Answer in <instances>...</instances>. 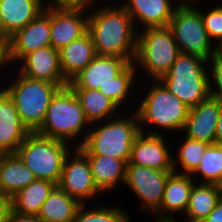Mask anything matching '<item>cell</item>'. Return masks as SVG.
<instances>
[{
    "instance_id": "cell-22",
    "label": "cell",
    "mask_w": 222,
    "mask_h": 222,
    "mask_svg": "<svg viewBox=\"0 0 222 222\" xmlns=\"http://www.w3.org/2000/svg\"><path fill=\"white\" fill-rule=\"evenodd\" d=\"M35 180L34 173L16 153H8L0 158V196L11 198Z\"/></svg>"
},
{
    "instance_id": "cell-12",
    "label": "cell",
    "mask_w": 222,
    "mask_h": 222,
    "mask_svg": "<svg viewBox=\"0 0 222 222\" xmlns=\"http://www.w3.org/2000/svg\"><path fill=\"white\" fill-rule=\"evenodd\" d=\"M164 134L140 132L132 146L130 163L155 170L173 171L172 149L169 148Z\"/></svg>"
},
{
    "instance_id": "cell-42",
    "label": "cell",
    "mask_w": 222,
    "mask_h": 222,
    "mask_svg": "<svg viewBox=\"0 0 222 222\" xmlns=\"http://www.w3.org/2000/svg\"><path fill=\"white\" fill-rule=\"evenodd\" d=\"M215 53L222 57V40L217 45H215Z\"/></svg>"
},
{
    "instance_id": "cell-25",
    "label": "cell",
    "mask_w": 222,
    "mask_h": 222,
    "mask_svg": "<svg viewBox=\"0 0 222 222\" xmlns=\"http://www.w3.org/2000/svg\"><path fill=\"white\" fill-rule=\"evenodd\" d=\"M56 186L52 181L36 179L11 197L12 211L21 215L37 216L41 205Z\"/></svg>"
},
{
    "instance_id": "cell-32",
    "label": "cell",
    "mask_w": 222,
    "mask_h": 222,
    "mask_svg": "<svg viewBox=\"0 0 222 222\" xmlns=\"http://www.w3.org/2000/svg\"><path fill=\"white\" fill-rule=\"evenodd\" d=\"M82 204L78 209L73 222H131L130 214L124 211L120 206H106V204L98 207L87 208ZM122 207V208H121ZM127 212V213H126Z\"/></svg>"
},
{
    "instance_id": "cell-4",
    "label": "cell",
    "mask_w": 222,
    "mask_h": 222,
    "mask_svg": "<svg viewBox=\"0 0 222 222\" xmlns=\"http://www.w3.org/2000/svg\"><path fill=\"white\" fill-rule=\"evenodd\" d=\"M130 115L126 118L119 114V117L92 123L86 140L78 148L86 156H108L128 163L133 142L140 133L137 113Z\"/></svg>"
},
{
    "instance_id": "cell-15",
    "label": "cell",
    "mask_w": 222,
    "mask_h": 222,
    "mask_svg": "<svg viewBox=\"0 0 222 222\" xmlns=\"http://www.w3.org/2000/svg\"><path fill=\"white\" fill-rule=\"evenodd\" d=\"M16 67L18 72L31 79L55 84L69 83L64 78L60 68L59 50L52 46L29 52Z\"/></svg>"
},
{
    "instance_id": "cell-35",
    "label": "cell",
    "mask_w": 222,
    "mask_h": 222,
    "mask_svg": "<svg viewBox=\"0 0 222 222\" xmlns=\"http://www.w3.org/2000/svg\"><path fill=\"white\" fill-rule=\"evenodd\" d=\"M51 1V2H50ZM97 0H45V6L51 8L85 9L95 6Z\"/></svg>"
},
{
    "instance_id": "cell-9",
    "label": "cell",
    "mask_w": 222,
    "mask_h": 222,
    "mask_svg": "<svg viewBox=\"0 0 222 222\" xmlns=\"http://www.w3.org/2000/svg\"><path fill=\"white\" fill-rule=\"evenodd\" d=\"M196 1L200 0L193 1V4L178 5L168 27L180 53L196 55L209 61L215 53V46H212L214 44L204 27Z\"/></svg>"
},
{
    "instance_id": "cell-26",
    "label": "cell",
    "mask_w": 222,
    "mask_h": 222,
    "mask_svg": "<svg viewBox=\"0 0 222 222\" xmlns=\"http://www.w3.org/2000/svg\"><path fill=\"white\" fill-rule=\"evenodd\" d=\"M81 205L57 185L41 205L37 216L44 222H73Z\"/></svg>"
},
{
    "instance_id": "cell-8",
    "label": "cell",
    "mask_w": 222,
    "mask_h": 222,
    "mask_svg": "<svg viewBox=\"0 0 222 222\" xmlns=\"http://www.w3.org/2000/svg\"><path fill=\"white\" fill-rule=\"evenodd\" d=\"M72 144L31 132L18 147L16 154L36 179L49 180L58 185L66 156Z\"/></svg>"
},
{
    "instance_id": "cell-23",
    "label": "cell",
    "mask_w": 222,
    "mask_h": 222,
    "mask_svg": "<svg viewBox=\"0 0 222 222\" xmlns=\"http://www.w3.org/2000/svg\"><path fill=\"white\" fill-rule=\"evenodd\" d=\"M44 0H0V16L6 32L12 36L45 8Z\"/></svg>"
},
{
    "instance_id": "cell-29",
    "label": "cell",
    "mask_w": 222,
    "mask_h": 222,
    "mask_svg": "<svg viewBox=\"0 0 222 222\" xmlns=\"http://www.w3.org/2000/svg\"><path fill=\"white\" fill-rule=\"evenodd\" d=\"M137 70L134 63H130L118 76L112 78L111 82L106 86H101L98 90L107 98L112 100L121 110L126 112L127 103L130 102L129 96L133 97V88L137 77ZM129 101V102H128ZM126 102V104H125ZM123 104H125L123 106ZM122 106V107H121ZM124 108V109H123Z\"/></svg>"
},
{
    "instance_id": "cell-11",
    "label": "cell",
    "mask_w": 222,
    "mask_h": 222,
    "mask_svg": "<svg viewBox=\"0 0 222 222\" xmlns=\"http://www.w3.org/2000/svg\"><path fill=\"white\" fill-rule=\"evenodd\" d=\"M174 171L155 170L127 163L124 185L141 200V208L153 214L161 205L167 178Z\"/></svg>"
},
{
    "instance_id": "cell-16",
    "label": "cell",
    "mask_w": 222,
    "mask_h": 222,
    "mask_svg": "<svg viewBox=\"0 0 222 222\" xmlns=\"http://www.w3.org/2000/svg\"><path fill=\"white\" fill-rule=\"evenodd\" d=\"M130 62L116 56H96L68 83L72 89H96L106 86L118 76Z\"/></svg>"
},
{
    "instance_id": "cell-44",
    "label": "cell",
    "mask_w": 222,
    "mask_h": 222,
    "mask_svg": "<svg viewBox=\"0 0 222 222\" xmlns=\"http://www.w3.org/2000/svg\"><path fill=\"white\" fill-rule=\"evenodd\" d=\"M178 2V4H190L191 2L195 1V0H176Z\"/></svg>"
},
{
    "instance_id": "cell-3",
    "label": "cell",
    "mask_w": 222,
    "mask_h": 222,
    "mask_svg": "<svg viewBox=\"0 0 222 222\" xmlns=\"http://www.w3.org/2000/svg\"><path fill=\"white\" fill-rule=\"evenodd\" d=\"M148 84L150 87L147 88V94L145 91L143 101L135 105L136 110L133 109L139 119L140 132L161 135L160 130H166L164 134H167V130H172L173 133L178 131L180 134L185 126L189 107L171 93L160 80H152V83L150 80ZM146 127H149V131Z\"/></svg>"
},
{
    "instance_id": "cell-1",
    "label": "cell",
    "mask_w": 222,
    "mask_h": 222,
    "mask_svg": "<svg viewBox=\"0 0 222 222\" xmlns=\"http://www.w3.org/2000/svg\"><path fill=\"white\" fill-rule=\"evenodd\" d=\"M88 10L87 32L98 56H116L133 63L137 50V29L120 5L103 3ZM119 4V5H118ZM90 13V14H89Z\"/></svg>"
},
{
    "instance_id": "cell-37",
    "label": "cell",
    "mask_w": 222,
    "mask_h": 222,
    "mask_svg": "<svg viewBox=\"0 0 222 222\" xmlns=\"http://www.w3.org/2000/svg\"><path fill=\"white\" fill-rule=\"evenodd\" d=\"M11 210V198L0 196V222H7Z\"/></svg>"
},
{
    "instance_id": "cell-39",
    "label": "cell",
    "mask_w": 222,
    "mask_h": 222,
    "mask_svg": "<svg viewBox=\"0 0 222 222\" xmlns=\"http://www.w3.org/2000/svg\"><path fill=\"white\" fill-rule=\"evenodd\" d=\"M202 222H222V196L217 202L216 207Z\"/></svg>"
},
{
    "instance_id": "cell-7",
    "label": "cell",
    "mask_w": 222,
    "mask_h": 222,
    "mask_svg": "<svg viewBox=\"0 0 222 222\" xmlns=\"http://www.w3.org/2000/svg\"><path fill=\"white\" fill-rule=\"evenodd\" d=\"M208 64L209 61L196 55L179 53L160 81L185 105L194 107L209 97Z\"/></svg>"
},
{
    "instance_id": "cell-43",
    "label": "cell",
    "mask_w": 222,
    "mask_h": 222,
    "mask_svg": "<svg viewBox=\"0 0 222 222\" xmlns=\"http://www.w3.org/2000/svg\"><path fill=\"white\" fill-rule=\"evenodd\" d=\"M215 185H216L217 189L221 192V195H222V174H221L220 179L217 181V183Z\"/></svg>"
},
{
    "instance_id": "cell-41",
    "label": "cell",
    "mask_w": 222,
    "mask_h": 222,
    "mask_svg": "<svg viewBox=\"0 0 222 222\" xmlns=\"http://www.w3.org/2000/svg\"><path fill=\"white\" fill-rule=\"evenodd\" d=\"M0 39H11V36L6 32L1 16H0Z\"/></svg>"
},
{
    "instance_id": "cell-21",
    "label": "cell",
    "mask_w": 222,
    "mask_h": 222,
    "mask_svg": "<svg viewBox=\"0 0 222 222\" xmlns=\"http://www.w3.org/2000/svg\"><path fill=\"white\" fill-rule=\"evenodd\" d=\"M97 56L92 38L86 32L59 50V63L64 78L69 82Z\"/></svg>"
},
{
    "instance_id": "cell-17",
    "label": "cell",
    "mask_w": 222,
    "mask_h": 222,
    "mask_svg": "<svg viewBox=\"0 0 222 222\" xmlns=\"http://www.w3.org/2000/svg\"><path fill=\"white\" fill-rule=\"evenodd\" d=\"M120 5L131 16L138 32L146 28L168 26L179 4L175 0H127L121 1Z\"/></svg>"
},
{
    "instance_id": "cell-33",
    "label": "cell",
    "mask_w": 222,
    "mask_h": 222,
    "mask_svg": "<svg viewBox=\"0 0 222 222\" xmlns=\"http://www.w3.org/2000/svg\"><path fill=\"white\" fill-rule=\"evenodd\" d=\"M201 9L199 8V12L201 13L204 27L215 46L222 40V3H218L217 6L213 5L212 8L210 7L204 13Z\"/></svg>"
},
{
    "instance_id": "cell-27",
    "label": "cell",
    "mask_w": 222,
    "mask_h": 222,
    "mask_svg": "<svg viewBox=\"0 0 222 222\" xmlns=\"http://www.w3.org/2000/svg\"><path fill=\"white\" fill-rule=\"evenodd\" d=\"M84 110L90 124L119 116L122 110L96 89H72Z\"/></svg>"
},
{
    "instance_id": "cell-34",
    "label": "cell",
    "mask_w": 222,
    "mask_h": 222,
    "mask_svg": "<svg viewBox=\"0 0 222 222\" xmlns=\"http://www.w3.org/2000/svg\"><path fill=\"white\" fill-rule=\"evenodd\" d=\"M209 63V96L222 104V57L214 53Z\"/></svg>"
},
{
    "instance_id": "cell-31",
    "label": "cell",
    "mask_w": 222,
    "mask_h": 222,
    "mask_svg": "<svg viewBox=\"0 0 222 222\" xmlns=\"http://www.w3.org/2000/svg\"><path fill=\"white\" fill-rule=\"evenodd\" d=\"M200 174V175H199ZM222 174V145L210 144L203 158L200 161L199 167L191 175L196 182L199 178V183L216 184ZM200 176V177H199Z\"/></svg>"
},
{
    "instance_id": "cell-30",
    "label": "cell",
    "mask_w": 222,
    "mask_h": 222,
    "mask_svg": "<svg viewBox=\"0 0 222 222\" xmlns=\"http://www.w3.org/2000/svg\"><path fill=\"white\" fill-rule=\"evenodd\" d=\"M177 150L176 158L173 156V171L179 174L192 175L200 165L207 147V142L193 140L184 136ZM180 163V164H179ZM182 168L181 170L178 168Z\"/></svg>"
},
{
    "instance_id": "cell-14",
    "label": "cell",
    "mask_w": 222,
    "mask_h": 222,
    "mask_svg": "<svg viewBox=\"0 0 222 222\" xmlns=\"http://www.w3.org/2000/svg\"><path fill=\"white\" fill-rule=\"evenodd\" d=\"M88 11L85 9L51 8V46L60 50L87 32Z\"/></svg>"
},
{
    "instance_id": "cell-40",
    "label": "cell",
    "mask_w": 222,
    "mask_h": 222,
    "mask_svg": "<svg viewBox=\"0 0 222 222\" xmlns=\"http://www.w3.org/2000/svg\"><path fill=\"white\" fill-rule=\"evenodd\" d=\"M215 144L222 145V104L216 126Z\"/></svg>"
},
{
    "instance_id": "cell-6",
    "label": "cell",
    "mask_w": 222,
    "mask_h": 222,
    "mask_svg": "<svg viewBox=\"0 0 222 222\" xmlns=\"http://www.w3.org/2000/svg\"><path fill=\"white\" fill-rule=\"evenodd\" d=\"M179 53L177 43L168 26L138 31L137 50L133 63L139 77L140 70L145 72L138 79L149 76L147 79L150 78L151 81L160 80L169 72Z\"/></svg>"
},
{
    "instance_id": "cell-10",
    "label": "cell",
    "mask_w": 222,
    "mask_h": 222,
    "mask_svg": "<svg viewBox=\"0 0 222 222\" xmlns=\"http://www.w3.org/2000/svg\"><path fill=\"white\" fill-rule=\"evenodd\" d=\"M58 186L81 204L103 194L94 183L87 156L78 147L66 156Z\"/></svg>"
},
{
    "instance_id": "cell-2",
    "label": "cell",
    "mask_w": 222,
    "mask_h": 222,
    "mask_svg": "<svg viewBox=\"0 0 222 222\" xmlns=\"http://www.w3.org/2000/svg\"><path fill=\"white\" fill-rule=\"evenodd\" d=\"M90 127L80 101L68 85L60 88L52 97L44 121L35 132L80 147L86 140Z\"/></svg>"
},
{
    "instance_id": "cell-18",
    "label": "cell",
    "mask_w": 222,
    "mask_h": 222,
    "mask_svg": "<svg viewBox=\"0 0 222 222\" xmlns=\"http://www.w3.org/2000/svg\"><path fill=\"white\" fill-rule=\"evenodd\" d=\"M221 103L208 97L194 107L189 108L182 134L185 137L215 144L216 126Z\"/></svg>"
},
{
    "instance_id": "cell-24",
    "label": "cell",
    "mask_w": 222,
    "mask_h": 222,
    "mask_svg": "<svg viewBox=\"0 0 222 222\" xmlns=\"http://www.w3.org/2000/svg\"><path fill=\"white\" fill-rule=\"evenodd\" d=\"M98 189L106 192L117 190L118 183L125 182L127 163L124 160L108 156H87ZM117 185V186H116Z\"/></svg>"
},
{
    "instance_id": "cell-20",
    "label": "cell",
    "mask_w": 222,
    "mask_h": 222,
    "mask_svg": "<svg viewBox=\"0 0 222 222\" xmlns=\"http://www.w3.org/2000/svg\"><path fill=\"white\" fill-rule=\"evenodd\" d=\"M31 132L22 123L14 102L0 89V148L6 153H16Z\"/></svg>"
},
{
    "instance_id": "cell-45",
    "label": "cell",
    "mask_w": 222,
    "mask_h": 222,
    "mask_svg": "<svg viewBox=\"0 0 222 222\" xmlns=\"http://www.w3.org/2000/svg\"><path fill=\"white\" fill-rule=\"evenodd\" d=\"M6 153L0 148V158H2Z\"/></svg>"
},
{
    "instance_id": "cell-28",
    "label": "cell",
    "mask_w": 222,
    "mask_h": 222,
    "mask_svg": "<svg viewBox=\"0 0 222 222\" xmlns=\"http://www.w3.org/2000/svg\"><path fill=\"white\" fill-rule=\"evenodd\" d=\"M221 196V192L215 184L195 182L185 211L186 215L184 216L187 218L184 222H202L216 207Z\"/></svg>"
},
{
    "instance_id": "cell-19",
    "label": "cell",
    "mask_w": 222,
    "mask_h": 222,
    "mask_svg": "<svg viewBox=\"0 0 222 222\" xmlns=\"http://www.w3.org/2000/svg\"><path fill=\"white\" fill-rule=\"evenodd\" d=\"M194 183L195 180L191 175L175 172L169 175L161 205L153 213L156 216V222H177L175 213L185 215Z\"/></svg>"
},
{
    "instance_id": "cell-38",
    "label": "cell",
    "mask_w": 222,
    "mask_h": 222,
    "mask_svg": "<svg viewBox=\"0 0 222 222\" xmlns=\"http://www.w3.org/2000/svg\"><path fill=\"white\" fill-rule=\"evenodd\" d=\"M7 222H44V221L38 216L21 215L11 210Z\"/></svg>"
},
{
    "instance_id": "cell-36",
    "label": "cell",
    "mask_w": 222,
    "mask_h": 222,
    "mask_svg": "<svg viewBox=\"0 0 222 222\" xmlns=\"http://www.w3.org/2000/svg\"><path fill=\"white\" fill-rule=\"evenodd\" d=\"M10 65V66H9ZM13 65L12 59H11V47H10V39H0V72L4 73L5 68L10 69ZM9 66V67H8ZM1 78V77H0ZM5 80L0 81L1 86L0 89L3 87V84L6 82Z\"/></svg>"
},
{
    "instance_id": "cell-5",
    "label": "cell",
    "mask_w": 222,
    "mask_h": 222,
    "mask_svg": "<svg viewBox=\"0 0 222 222\" xmlns=\"http://www.w3.org/2000/svg\"><path fill=\"white\" fill-rule=\"evenodd\" d=\"M15 71V79L10 75L11 80L7 79L9 84H3L2 89L14 102L22 123L30 132H35L44 121L52 97L68 84L39 81L18 73L16 69Z\"/></svg>"
},
{
    "instance_id": "cell-13",
    "label": "cell",
    "mask_w": 222,
    "mask_h": 222,
    "mask_svg": "<svg viewBox=\"0 0 222 222\" xmlns=\"http://www.w3.org/2000/svg\"><path fill=\"white\" fill-rule=\"evenodd\" d=\"M50 33V7L46 6L36 18L11 36V59L14 65L29 52L51 46Z\"/></svg>"
}]
</instances>
